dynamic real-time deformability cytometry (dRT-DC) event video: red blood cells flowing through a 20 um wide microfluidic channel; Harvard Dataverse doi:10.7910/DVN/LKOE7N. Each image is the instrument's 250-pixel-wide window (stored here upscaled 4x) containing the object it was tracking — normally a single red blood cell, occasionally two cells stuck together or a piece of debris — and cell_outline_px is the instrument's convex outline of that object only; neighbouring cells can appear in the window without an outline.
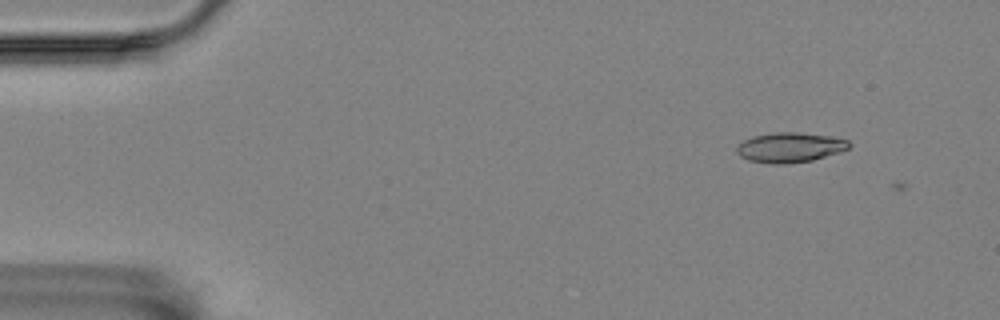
{"species": "Egyptian fruit bat (a non-hibernating species)", "species_latin": "Rousettus aegyptiacus", "temperature_condition": "room temperature", "stored_images_in_passage": 3, "camera_frame_rate_fps": 3000, "um_per_image_px": 0.085, "animal": {"sex": "female"}, "frame": {"image": 1, "passage_image": 1, "time_ms": 0.0, "image_size_px": [1000, 320], "cell_outline_px": [[852, 144], [848, 148], [840, 152], [812, 160], [788, 164], [772, 164], [748, 160], [740, 156], [736, 152], [736, 148], [744, 140], [752, 136], [776, 132], [796, 132], [832, 136], [848, 140]], "centroid_in_image_um": [67.15, 12.53], "position_along_channel_um": 17.8, "area_um2": 19.65}}